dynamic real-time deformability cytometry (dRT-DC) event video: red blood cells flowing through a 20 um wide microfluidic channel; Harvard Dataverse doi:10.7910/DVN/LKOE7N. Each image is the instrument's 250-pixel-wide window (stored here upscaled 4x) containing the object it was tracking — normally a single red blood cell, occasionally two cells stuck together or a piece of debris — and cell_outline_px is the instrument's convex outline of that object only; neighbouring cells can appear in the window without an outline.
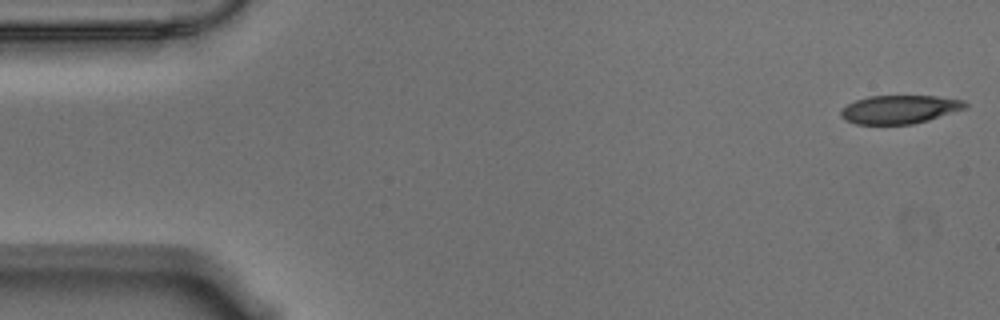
{"species": "Egyptian fruit bat (a non-hibernating species)", "species_latin": "Rousettus aegyptiacus", "temperature_condition": "warm", "stored_images_in_passage": 56, "camera_frame_rate_fps": 3000, "um_per_image_px": 0.085, "animal": {"sex": "male"}, "frame": {"image": 1, "passage_image": 1, "time_ms": 0.0, "image_size_px": [1000, 320], "cell_outline_px": [[968, 108], [928, 120], [912, 124], [856, 124], [844, 120], [840, 116], [840, 108], [856, 100], [868, 96], [936, 96], [964, 100], [968, 104]], "centroid_in_image_um": [76.46, 9.3], "position_along_channel_um": 8.5, "area_um2": 20.75}}
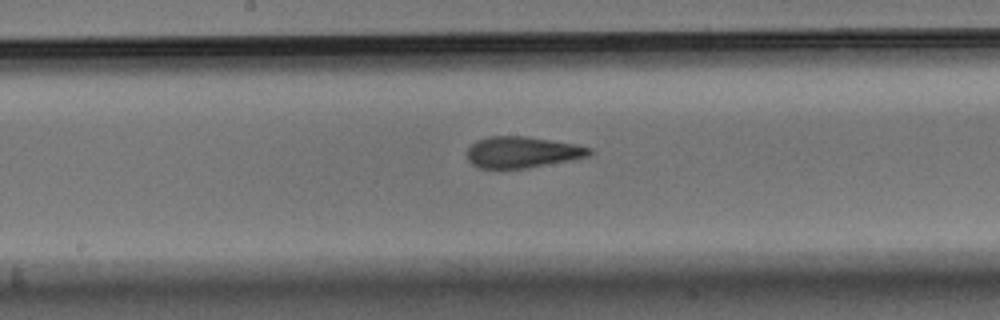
{"frame": {"image": 2, "passage_image": 28, "time_ms": 9.0, "image_size_px": [1000, 320], "cell_outline_px": [[592, 152], [588, 156], [568, 160], [524, 168], [480, 168], [472, 164], [468, 160], [468, 148], [476, 140], [488, 136], [528, 136], [576, 144], [592, 148]], "centroid_in_image_um": [44.37, 12.92], "position_along_channel_um": 203.8, "area_um2": 22.08}}
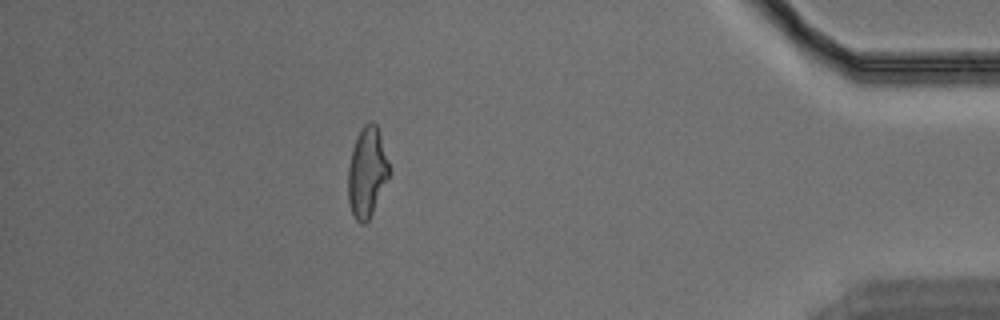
{"frame": {"image": 3, "passage_image": 49, "time_ms": 16.0, "image_size_px": [1000, 320], "cell_outline_px": [[388, 176], [372, 212], [368, 220], [364, 224], [360, 224], [356, 220], [352, 212], [348, 200], [348, 168], [352, 148], [356, 136], [360, 128], [368, 120], [372, 120], [376, 124], [380, 132], [388, 164]], "centroid_in_image_um": [31.16, 14.58], "position_along_channel_um": 404.0, "area_um2": 21.27}, "authors_computed_cell_mechanics": {"area_um2": 22.1952, "velocity_mm_per_s": 3.5477, "shape_relaxation_time_tau1_ms": 6.545, "shape_relaxation_time_tau2_ms": 1.7177, "deformation_change_tau1": 0.2265, "deformation_change_tau2": 0.1149}}